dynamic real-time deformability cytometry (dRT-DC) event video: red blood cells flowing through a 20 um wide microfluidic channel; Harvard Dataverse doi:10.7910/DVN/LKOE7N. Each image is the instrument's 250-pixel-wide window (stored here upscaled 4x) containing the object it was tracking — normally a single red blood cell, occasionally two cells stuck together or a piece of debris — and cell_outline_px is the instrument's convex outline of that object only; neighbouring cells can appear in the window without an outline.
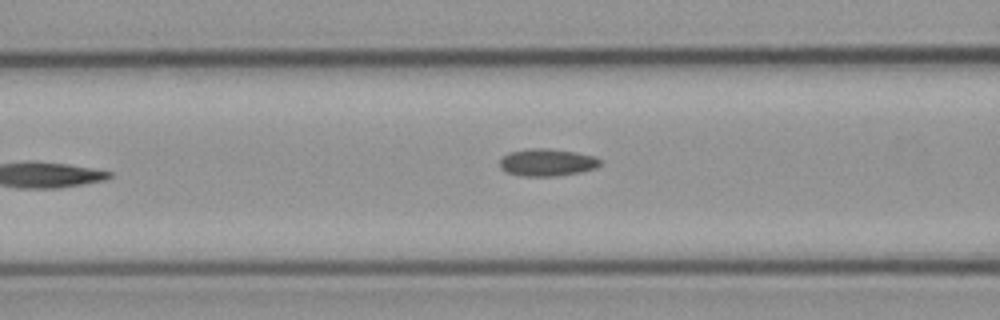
{"species": "common noctule bat (a hibernating species)", "species_latin": "Nyctalus noctula", "temperature_condition": "cold", "stored_images_in_passage": 6, "camera_frame_rate_fps": 3000, "um_per_image_px": 0.085, "animal": {"sex": "male", "body_mass_g": 23.1, "forearm_length_mm": 52.7}, "frame": {"image": 1, "passage_image": 5, "time_ms": 6.333, "image_size_px": [1000, 320], "cell_outline_px": [[600, 164], [596, 168], [580, 172], [556, 176], [520, 176], [504, 172], [500, 168], [500, 160], [508, 152], [532, 148], [548, 148], [572, 152], [592, 156], [600, 160]], "centroid_in_image_um": [46.44, 13.82], "position_along_channel_um": 120.2, "area_um2": 15.9}}
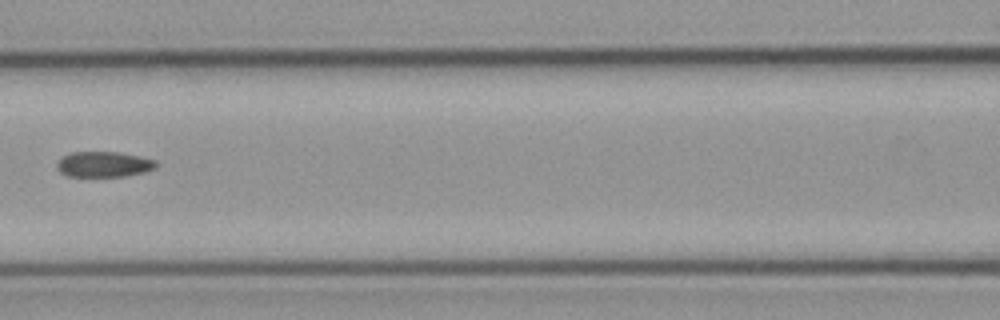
{"frame": {"image": 2, "passage_image": 6, "time_ms": 7.333, "image_size_px": [1000, 320], "cell_outline_px": [[156, 168], [144, 172], [124, 176], [68, 176], [60, 172], [56, 168], [56, 164], [64, 156], [72, 152], [116, 152], [140, 156], [156, 160]], "centroid_in_image_um": [8.83, 13.96], "position_along_channel_um": 157.8, "area_um2": 14.62}}